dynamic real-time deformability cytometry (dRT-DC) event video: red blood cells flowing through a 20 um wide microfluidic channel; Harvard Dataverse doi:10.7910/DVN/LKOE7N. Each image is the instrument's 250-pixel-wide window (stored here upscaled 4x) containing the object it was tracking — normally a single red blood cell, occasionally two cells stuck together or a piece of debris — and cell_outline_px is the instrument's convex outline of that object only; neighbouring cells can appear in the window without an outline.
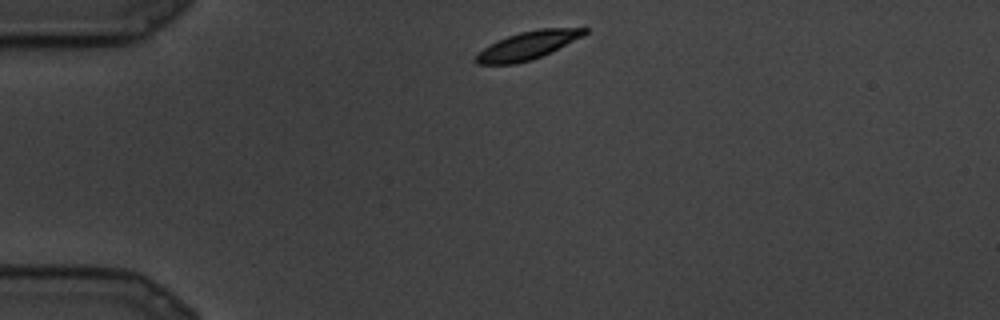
{"species": "common noctule bat (a hibernating species)", "species_latin": "Nyctalus noctula", "temperature_condition": "cold", "stored_images_in_passage": 21, "camera_frame_rate_fps": 3000, "um_per_image_px": 0.085, "animal": {"sex": "male", "body_mass_g": 19.5, "forearm_length_mm": 54.6}, "frame": {"image": 1, "passage_image": 1, "time_ms": 0.0, "image_size_px": [1000, 320], "cell_outline_px": [[588, 32], [584, 36], [532, 60], [516, 64], [476, 64], [472, 60], [484, 48], [508, 36], [520, 32], [540, 28], [588, 28]], "centroid_in_image_um": [44.87, 3.86], "position_along_channel_um": 40.1, "area_um2": 17.51}}
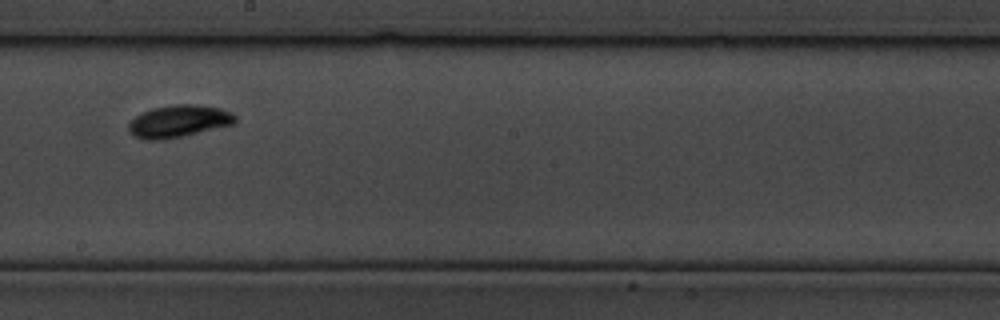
{"frame": {"image": 2, "passage_image": 10, "time_ms": 3.0, "image_size_px": [1000, 320], "cell_outline_px": [[236, 124], [164, 140], [144, 140], [132, 136], [128, 132], [128, 124], [136, 116], [152, 108], [176, 104], [196, 104], [220, 108], [232, 112], [236, 116]], "centroid_in_image_um": [15.19, 10.31], "position_along_channel_um": 233.0, "area_um2": 20.23}}
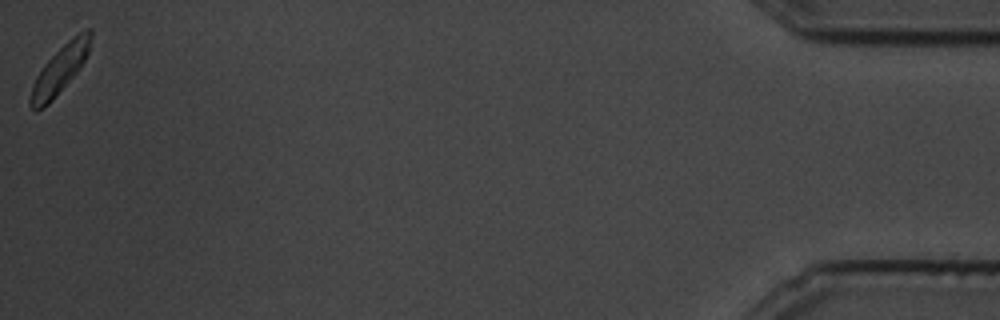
{"frame": {"image": 3, "passage_image": 21, "time_ms": 6.667, "image_size_px": [1000, 320], "cell_outline_px": [[92, 36], [88, 52], [80, 68], [52, 100], [44, 108], [36, 112], [28, 104], [28, 100], [32, 84], [36, 76], [44, 64], [68, 40], [80, 32], [88, 28], [92, 28]], "centroid_in_image_um": [5.05, 5.95], "position_along_channel_um": 430.1, "area_um2": 16.65}}